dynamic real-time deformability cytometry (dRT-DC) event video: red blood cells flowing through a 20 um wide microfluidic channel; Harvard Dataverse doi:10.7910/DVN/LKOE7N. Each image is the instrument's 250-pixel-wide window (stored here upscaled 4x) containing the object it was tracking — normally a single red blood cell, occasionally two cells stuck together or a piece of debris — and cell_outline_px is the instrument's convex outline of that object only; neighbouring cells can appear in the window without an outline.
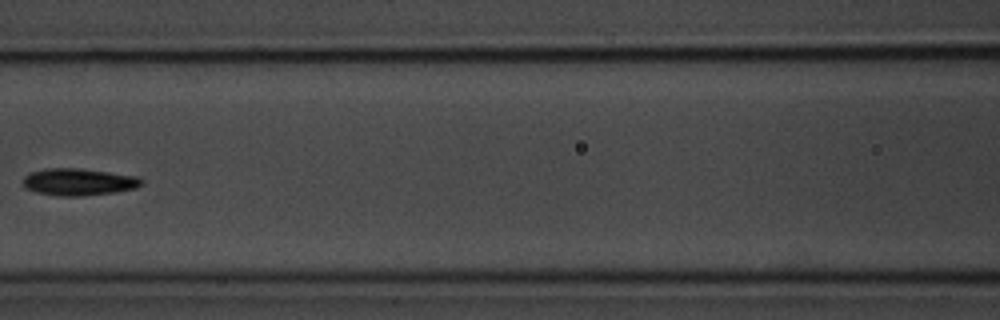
{"species": "common noctule bat (a hibernating species)", "species_latin": "Nyctalus noctula", "temperature_condition": "room temperature", "stored_images_in_passage": 5, "camera_frame_rate_fps": 3000, "um_per_image_px": 0.085, "animal": {"sex": "male", "body_mass_g": 20.1, "forearm_length_mm": 53.5}, "frame": {"image": 1, "passage_image": 3, "time_ms": 2.333, "image_size_px": [1000, 320], "cell_outline_px": [[144, 184], [136, 188], [116, 192], [80, 196], [56, 196], [36, 192], [24, 188], [24, 176], [28, 172], [44, 168], [76, 168], [108, 172], [136, 176], [144, 180]], "centroid_in_image_um": [6.67, 15.46], "position_along_channel_um": 159.9, "area_um2": 18.84}}
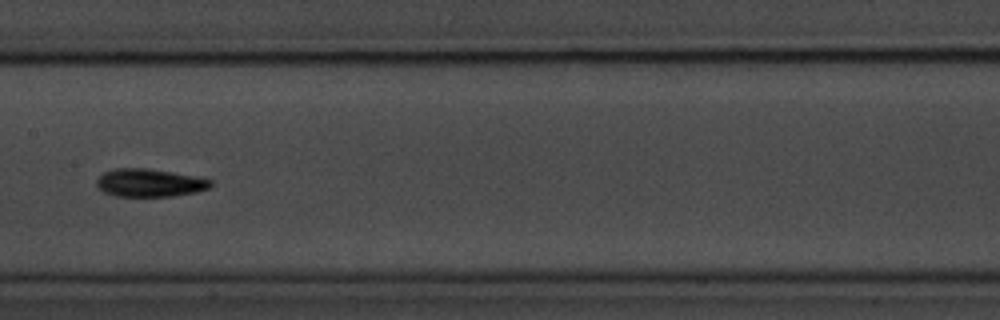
{"frame": {"image": 2, "passage_image": 4, "time_ms": 3.333, "image_size_px": [1000, 320], "cell_outline_px": [[212, 184], [208, 188], [196, 192], [172, 196], [116, 196], [104, 192], [96, 184], [96, 180], [104, 172], [112, 168], [148, 168], [172, 172], [212, 180]], "centroid_in_image_um": [12.68, 15.53], "position_along_channel_um": 194.7, "area_um2": 18.44}}
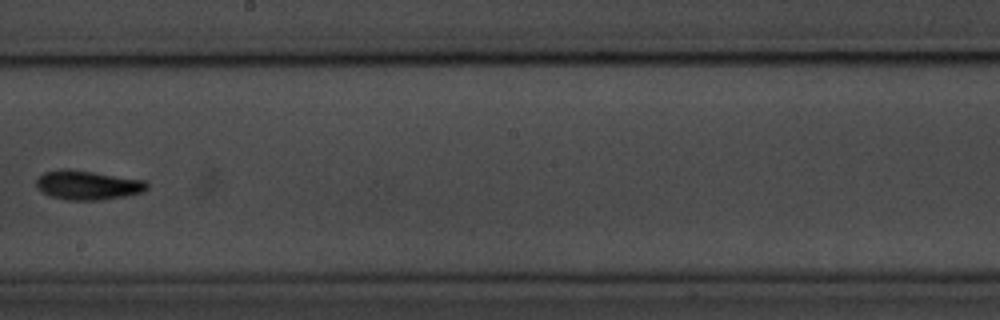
{"frame": {"image": 3, "passage_image": 5, "time_ms": 4.667, "image_size_px": [1000, 320], "cell_outline_px": [[148, 188], [144, 192], [128, 196], [100, 200], [68, 200], [48, 196], [36, 184], [36, 180], [44, 172], [60, 168], [68, 168], [144, 180], [148, 184]], "centroid_in_image_um": [7.47, 15.73], "position_along_channel_um": 240.7, "area_um2": 18.96}}